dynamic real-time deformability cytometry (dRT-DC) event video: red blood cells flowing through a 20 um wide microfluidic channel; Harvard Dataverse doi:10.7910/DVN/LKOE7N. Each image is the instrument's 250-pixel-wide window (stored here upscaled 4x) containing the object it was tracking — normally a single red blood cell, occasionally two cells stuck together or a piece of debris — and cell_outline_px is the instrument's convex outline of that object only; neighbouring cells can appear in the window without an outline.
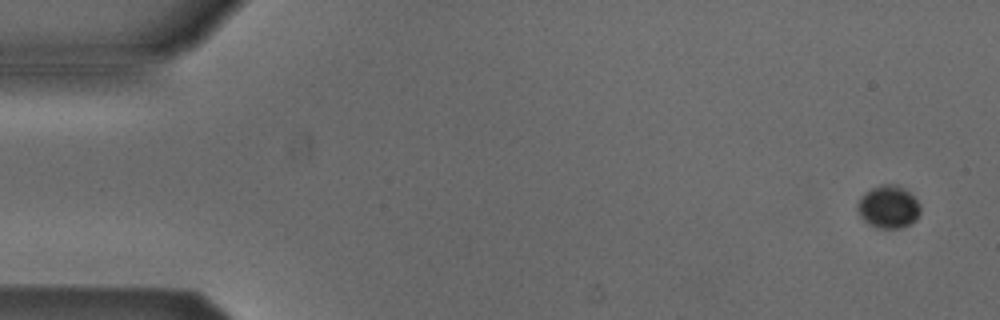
{"species": "Egyptian fruit bat (a non-hibernating species)", "species_latin": "Rousettus aegyptiacus", "temperature_condition": "cold", "stored_images_in_passage": 7, "camera_frame_rate_fps": 3000, "um_per_image_px": 0.085, "animal": {"sex": "male"}, "frame": {"image": 1, "passage_image": 1, "time_ms": 0.0, "image_size_px": [1000, 320], "cell_outline_px": [[920, 212], [916, 220], [900, 228], [876, 228], [868, 224], [860, 216], [856, 208], [856, 204], [860, 196], [864, 192], [880, 184], [896, 184], [904, 188], [920, 204]], "centroid_in_image_um": [75.48, 17.58], "position_along_channel_um": 9.5, "area_um2": 15.78}}
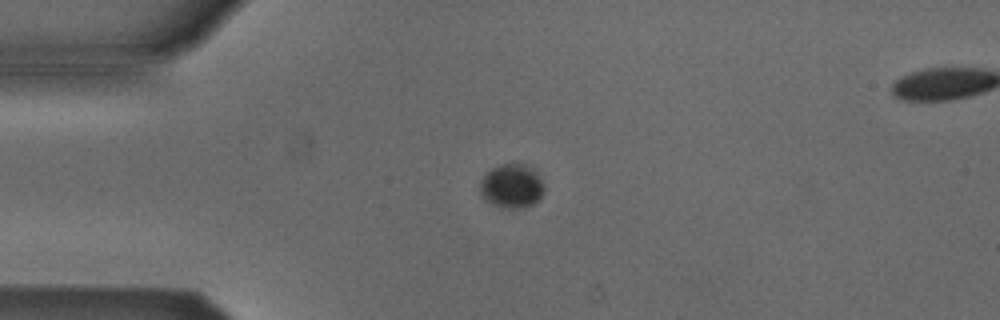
{"frame": {"image": 2, "passage_image": 4, "time_ms": 3.667, "image_size_px": [1000, 320], "cell_outline_px": [[544, 192], [540, 200], [524, 208], [500, 208], [492, 204], [480, 192], [480, 180], [492, 168], [500, 164], [524, 164], [544, 184]], "centroid_in_image_um": [43.49, 15.85], "position_along_channel_um": 41.5, "area_um2": 16.13}}
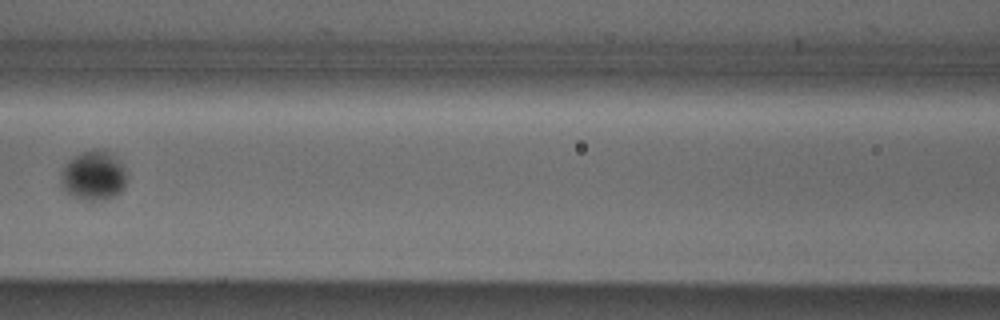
{"frame": {"image": 3, "passage_image": 7, "time_ms": 7.333, "image_size_px": [1000, 320], "cell_outline_px": [[124, 188], [116, 196], [104, 200], [84, 200], [72, 196], [60, 184], [60, 176], [64, 164], [68, 160], [80, 152], [96, 148], [108, 152], [120, 164], [124, 172]], "centroid_in_image_um": [7.89, 14.94], "position_along_channel_um": 158.7, "area_um2": 18.79}}